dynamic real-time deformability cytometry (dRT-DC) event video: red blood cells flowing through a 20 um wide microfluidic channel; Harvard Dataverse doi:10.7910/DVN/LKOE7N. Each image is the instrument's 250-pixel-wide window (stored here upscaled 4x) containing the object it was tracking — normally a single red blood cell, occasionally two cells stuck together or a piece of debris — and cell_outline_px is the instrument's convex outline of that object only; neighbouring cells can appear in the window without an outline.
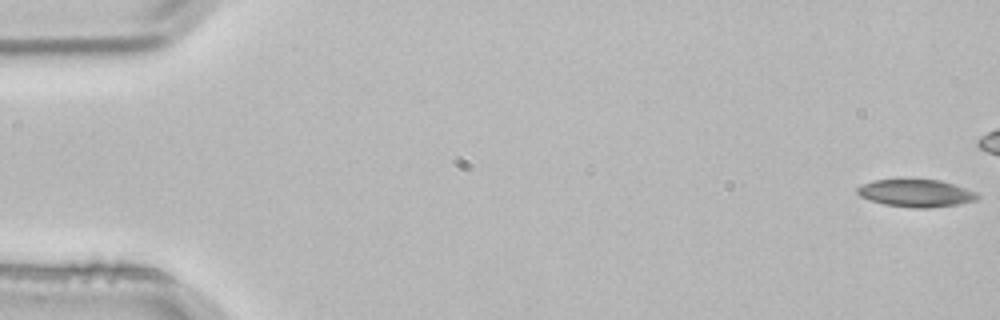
{"species": "common noctule bat (a hibernating species)", "species_latin": "Nyctalus noctula", "temperature_condition": "room temperature", "stored_images_in_passage": 44, "camera_frame_rate_fps": 3000, "um_per_image_px": 0.085, "animal": {"sex": "male", "body_mass_g": 21.5, "forearm_length_mm": 52.0}, "frame": {"image": 1, "passage_image": 1, "time_ms": 0.0, "image_size_px": [1000, 320], "cell_outline_px": [[980, 196], [976, 200], [956, 204], [928, 208], [916, 208], [884, 204], [860, 196], [856, 192], [856, 188], [872, 180], [940, 180], [976, 192]], "centroid_in_image_um": [77.85, 16.42], "position_along_channel_um": 7.1, "area_um2": 18.84}}
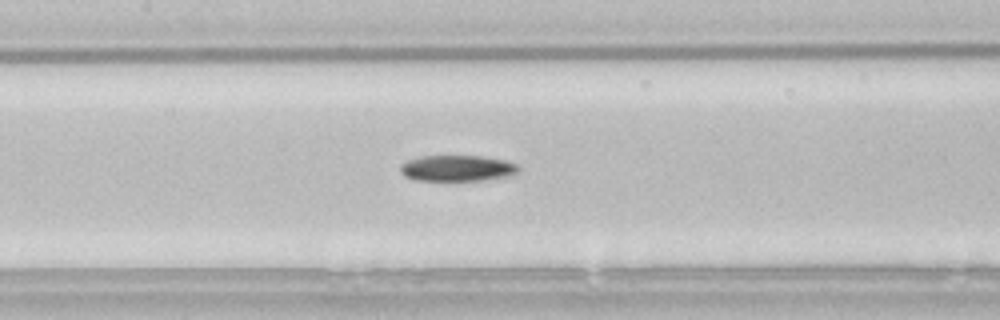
{"frame": {"image": 2, "passage_image": 25, "time_ms": 8.0, "image_size_px": [1000, 320], "cell_outline_px": [[520, 168], [516, 172], [508, 176], [480, 180], [416, 180], [404, 176], [400, 172], [400, 164], [408, 160], [420, 156], [484, 156], [504, 160], [516, 164]], "centroid_in_image_um": [38.83, 14.29], "position_along_channel_um": 168.6, "area_um2": 17.8}}
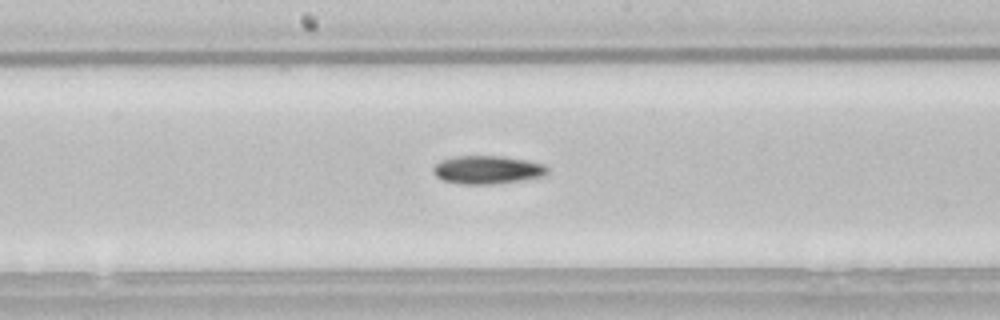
{"frame": {"image": 3, "passage_image": 28, "time_ms": 9.0, "image_size_px": [1000, 320], "cell_outline_px": [[548, 172], [544, 176], [520, 180], [492, 184], [460, 184], [444, 180], [436, 176], [432, 172], [432, 168], [440, 160], [456, 156], [504, 156], [528, 160], [544, 164], [548, 168]], "centroid_in_image_um": [41.42, 14.42], "position_along_channel_um": 206.8, "area_um2": 18.84}}